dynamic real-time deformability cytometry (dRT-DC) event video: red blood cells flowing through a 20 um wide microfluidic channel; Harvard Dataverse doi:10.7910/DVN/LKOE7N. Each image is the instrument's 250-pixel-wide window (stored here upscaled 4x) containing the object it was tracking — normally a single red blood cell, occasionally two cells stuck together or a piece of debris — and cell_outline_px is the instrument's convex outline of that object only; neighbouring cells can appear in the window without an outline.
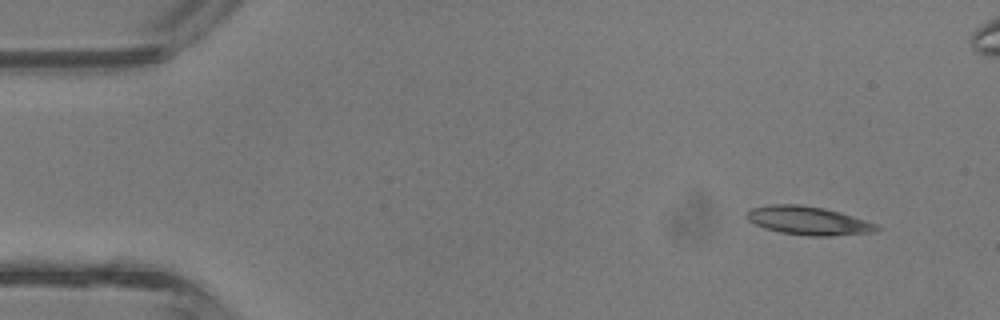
{"species": "common noctule bat (a hibernating species)", "species_latin": "Nyctalus noctula", "temperature_condition": "room temperature", "stored_images_in_passage": 4, "segment_of_instrument_passage": [2, 2], "camera_frame_rate_fps": 3000, "um_per_image_px": 0.085, "animal": {"sex": "male", "body_mass_g": 13.3}, "frame": {"image": 1, "passage_image": 4, "time_ms": 1.0, "image_size_px": [1000, 320], "cell_outline_px": [[880, 228], [876, 232], [832, 236], [808, 236], [780, 232], [764, 228], [748, 220], [744, 216], [752, 208], [772, 204], [800, 204], [824, 208], [840, 212], [876, 224]], "centroid_in_image_um": [68.7, 18.76], "position_along_channel_um": 16.3, "area_um2": 21.56}}